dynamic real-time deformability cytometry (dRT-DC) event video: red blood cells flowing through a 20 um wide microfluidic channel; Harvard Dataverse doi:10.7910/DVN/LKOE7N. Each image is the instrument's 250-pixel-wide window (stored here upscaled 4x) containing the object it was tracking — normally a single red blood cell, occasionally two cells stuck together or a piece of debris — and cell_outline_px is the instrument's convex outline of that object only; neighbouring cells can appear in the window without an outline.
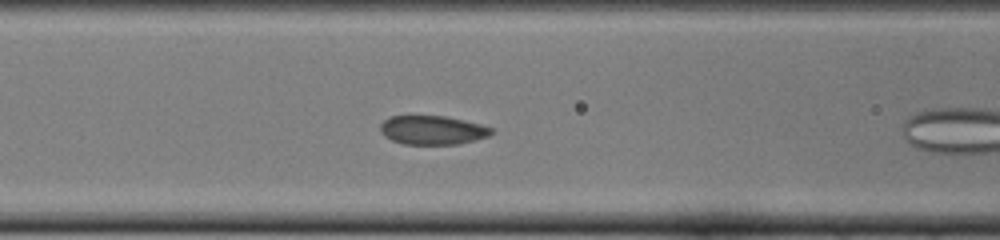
{"species": "common noctule bat (a hibernating species)", "species_latin": "Nyctalus noctula", "temperature_condition": "cold", "stored_images_in_passage": 29, "camera_frame_rate_fps": 3000, "um_per_image_px": 0.085, "animal": {"sex": "female", "body_mass_g": 22.0, "forearm_length_mm": 56.7}, "frame": {"image": 1, "passage_image": 8, "time_ms": 2.333, "image_size_px": [1000, 240], "cell_outline_px": [[492, 132], [488, 136], [456, 144], [404, 144], [392, 140], [384, 136], [380, 132], [380, 124], [384, 120], [392, 116], [444, 116], [464, 120], [480, 124], [492, 128]], "centroid_in_image_um": [36.72, 11.05], "position_along_channel_um": 129.9, "area_um2": 18.5}}
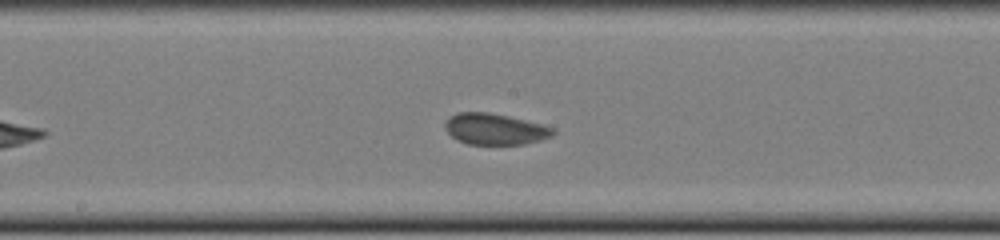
{"frame": {"image": 2, "passage_image": 14, "time_ms": 4.333, "image_size_px": [1000, 240], "cell_outline_px": [[556, 132], [552, 136], [540, 140], [524, 144], [468, 144], [456, 140], [444, 128], [444, 124], [448, 116], [456, 112], [488, 112], [508, 116], [556, 128]], "centroid_in_image_um": [42.04, 10.97], "position_along_channel_um": 206.2, "area_um2": 19.71}}
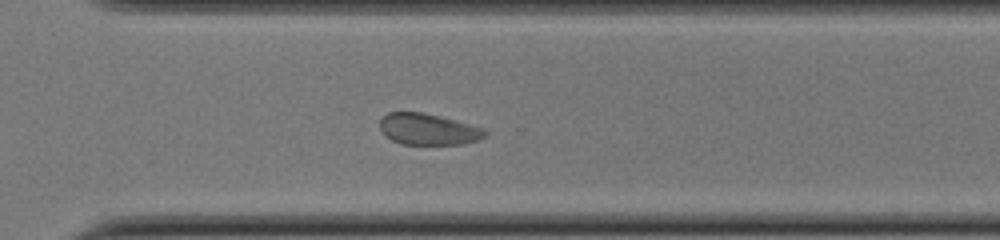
{"frame": {"image": 3, "passage_image": 24, "time_ms": 7.667, "image_size_px": [1000, 240], "cell_outline_px": [[488, 132], [484, 136], [476, 140], [464, 144], [400, 144], [392, 140], [380, 128], [380, 120], [388, 112], [424, 112], [440, 116], [484, 128]], "centroid_in_image_um": [36.4, 10.98], "position_along_channel_um": 334.2, "area_um2": 19.02}, "authors_computed_cell_mechanics": {"area_um2": 19.2474, "velocity_mm_per_s": 3.8297, "shape_relaxation_time_tau1_ms": 0.9459, "shape_relaxation_time_tau2_ms": null, "deformation_change_tau1": 0.0342, "deformation_change_tau2": null}}